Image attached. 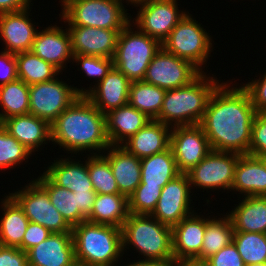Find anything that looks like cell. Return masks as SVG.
I'll use <instances>...</instances> for the list:
<instances>
[{"mask_svg":"<svg viewBox=\"0 0 266 266\" xmlns=\"http://www.w3.org/2000/svg\"><path fill=\"white\" fill-rule=\"evenodd\" d=\"M231 88V89H230ZM257 112L248 91L221 83L208 101L200 123L214 151L248 154L252 122Z\"/></svg>","mask_w":266,"mask_h":266,"instance_id":"obj_1","label":"cell"},{"mask_svg":"<svg viewBox=\"0 0 266 266\" xmlns=\"http://www.w3.org/2000/svg\"><path fill=\"white\" fill-rule=\"evenodd\" d=\"M50 127L51 141L70 153L77 154L84 150H97L101 153L110 146L106 135L105 114L85 96H79Z\"/></svg>","mask_w":266,"mask_h":266,"instance_id":"obj_2","label":"cell"},{"mask_svg":"<svg viewBox=\"0 0 266 266\" xmlns=\"http://www.w3.org/2000/svg\"><path fill=\"white\" fill-rule=\"evenodd\" d=\"M214 78L202 72L190 84L166 90L160 114L155 120L171 127L200 124L210 96L220 84Z\"/></svg>","mask_w":266,"mask_h":266,"instance_id":"obj_3","label":"cell"},{"mask_svg":"<svg viewBox=\"0 0 266 266\" xmlns=\"http://www.w3.org/2000/svg\"><path fill=\"white\" fill-rule=\"evenodd\" d=\"M72 239L76 260L88 266H119L122 228L84 221L72 228Z\"/></svg>","mask_w":266,"mask_h":266,"instance_id":"obj_4","label":"cell"},{"mask_svg":"<svg viewBox=\"0 0 266 266\" xmlns=\"http://www.w3.org/2000/svg\"><path fill=\"white\" fill-rule=\"evenodd\" d=\"M122 242L123 251L133 245L145 259L174 262L172 227L151 215L129 213L122 227Z\"/></svg>","mask_w":266,"mask_h":266,"instance_id":"obj_5","label":"cell"},{"mask_svg":"<svg viewBox=\"0 0 266 266\" xmlns=\"http://www.w3.org/2000/svg\"><path fill=\"white\" fill-rule=\"evenodd\" d=\"M131 27L129 22L119 33L113 64L131 82L143 81L146 69L162 48V43Z\"/></svg>","mask_w":266,"mask_h":266,"instance_id":"obj_6","label":"cell"},{"mask_svg":"<svg viewBox=\"0 0 266 266\" xmlns=\"http://www.w3.org/2000/svg\"><path fill=\"white\" fill-rule=\"evenodd\" d=\"M61 18L68 26L122 30L132 17L119 0H61ZM131 19H130V18Z\"/></svg>","mask_w":266,"mask_h":266,"instance_id":"obj_7","label":"cell"},{"mask_svg":"<svg viewBox=\"0 0 266 266\" xmlns=\"http://www.w3.org/2000/svg\"><path fill=\"white\" fill-rule=\"evenodd\" d=\"M186 13L169 36L162 42V48L181 59L191 62L201 72L202 65L210 57L212 39L206 30Z\"/></svg>","mask_w":266,"mask_h":266,"instance_id":"obj_8","label":"cell"},{"mask_svg":"<svg viewBox=\"0 0 266 266\" xmlns=\"http://www.w3.org/2000/svg\"><path fill=\"white\" fill-rule=\"evenodd\" d=\"M85 90L68 85L57 77L29 86V114L51 124Z\"/></svg>","mask_w":266,"mask_h":266,"instance_id":"obj_9","label":"cell"},{"mask_svg":"<svg viewBox=\"0 0 266 266\" xmlns=\"http://www.w3.org/2000/svg\"><path fill=\"white\" fill-rule=\"evenodd\" d=\"M9 195L23 209L30 222L42 225L51 233L72 232V227L52 205L47 191L36 180Z\"/></svg>","mask_w":266,"mask_h":266,"instance_id":"obj_10","label":"cell"},{"mask_svg":"<svg viewBox=\"0 0 266 266\" xmlns=\"http://www.w3.org/2000/svg\"><path fill=\"white\" fill-rule=\"evenodd\" d=\"M241 154L235 152H211L186 174L193 188L230 190L234 181V169ZM217 188V189H216Z\"/></svg>","mask_w":266,"mask_h":266,"instance_id":"obj_11","label":"cell"},{"mask_svg":"<svg viewBox=\"0 0 266 266\" xmlns=\"http://www.w3.org/2000/svg\"><path fill=\"white\" fill-rule=\"evenodd\" d=\"M201 73L191 62L161 48L147 67L143 81L171 90L190 84Z\"/></svg>","mask_w":266,"mask_h":266,"instance_id":"obj_12","label":"cell"},{"mask_svg":"<svg viewBox=\"0 0 266 266\" xmlns=\"http://www.w3.org/2000/svg\"><path fill=\"white\" fill-rule=\"evenodd\" d=\"M170 148L180 173L189 172L212 150L200 124L171 127Z\"/></svg>","mask_w":266,"mask_h":266,"instance_id":"obj_13","label":"cell"},{"mask_svg":"<svg viewBox=\"0 0 266 266\" xmlns=\"http://www.w3.org/2000/svg\"><path fill=\"white\" fill-rule=\"evenodd\" d=\"M136 18L131 21L140 31L161 43L186 12L179 11L176 0H149L140 4Z\"/></svg>","mask_w":266,"mask_h":266,"instance_id":"obj_14","label":"cell"},{"mask_svg":"<svg viewBox=\"0 0 266 266\" xmlns=\"http://www.w3.org/2000/svg\"><path fill=\"white\" fill-rule=\"evenodd\" d=\"M191 189L188 175L180 173L162 188L156 207L150 215L162 224L175 226L194 212L190 207Z\"/></svg>","mask_w":266,"mask_h":266,"instance_id":"obj_15","label":"cell"},{"mask_svg":"<svg viewBox=\"0 0 266 266\" xmlns=\"http://www.w3.org/2000/svg\"><path fill=\"white\" fill-rule=\"evenodd\" d=\"M73 55H86L112 58L115 55L119 33L122 30H109L90 26H69Z\"/></svg>","mask_w":266,"mask_h":266,"instance_id":"obj_16","label":"cell"},{"mask_svg":"<svg viewBox=\"0 0 266 266\" xmlns=\"http://www.w3.org/2000/svg\"><path fill=\"white\" fill-rule=\"evenodd\" d=\"M131 81L114 66L93 87L85 89V97L103 114L126 105Z\"/></svg>","mask_w":266,"mask_h":266,"instance_id":"obj_17","label":"cell"},{"mask_svg":"<svg viewBox=\"0 0 266 266\" xmlns=\"http://www.w3.org/2000/svg\"><path fill=\"white\" fill-rule=\"evenodd\" d=\"M62 28L55 25L38 30L30 50L60 72L64 70L67 61L73 59L69 31L68 29L64 31Z\"/></svg>","mask_w":266,"mask_h":266,"instance_id":"obj_18","label":"cell"},{"mask_svg":"<svg viewBox=\"0 0 266 266\" xmlns=\"http://www.w3.org/2000/svg\"><path fill=\"white\" fill-rule=\"evenodd\" d=\"M30 6L16 12L0 14V36L5 42L4 51L19 53L30 51L38 30L29 18Z\"/></svg>","mask_w":266,"mask_h":266,"instance_id":"obj_19","label":"cell"},{"mask_svg":"<svg viewBox=\"0 0 266 266\" xmlns=\"http://www.w3.org/2000/svg\"><path fill=\"white\" fill-rule=\"evenodd\" d=\"M26 253L28 266H67L76 259L72 232L51 233Z\"/></svg>","mask_w":266,"mask_h":266,"instance_id":"obj_20","label":"cell"},{"mask_svg":"<svg viewBox=\"0 0 266 266\" xmlns=\"http://www.w3.org/2000/svg\"><path fill=\"white\" fill-rule=\"evenodd\" d=\"M209 220L193 212L172 227L174 261L185 258L201 259L203 238Z\"/></svg>","mask_w":266,"mask_h":266,"instance_id":"obj_21","label":"cell"},{"mask_svg":"<svg viewBox=\"0 0 266 266\" xmlns=\"http://www.w3.org/2000/svg\"><path fill=\"white\" fill-rule=\"evenodd\" d=\"M106 151L103 156L109 161L119 192L129 197L141 183L140 158L121 145H110Z\"/></svg>","mask_w":266,"mask_h":266,"instance_id":"obj_22","label":"cell"},{"mask_svg":"<svg viewBox=\"0 0 266 266\" xmlns=\"http://www.w3.org/2000/svg\"><path fill=\"white\" fill-rule=\"evenodd\" d=\"M151 118L129 103L105 114L106 135L110 145H122L142 129Z\"/></svg>","mask_w":266,"mask_h":266,"instance_id":"obj_23","label":"cell"},{"mask_svg":"<svg viewBox=\"0 0 266 266\" xmlns=\"http://www.w3.org/2000/svg\"><path fill=\"white\" fill-rule=\"evenodd\" d=\"M170 135V126L151 119L142 129L126 140L121 146L141 159L169 149Z\"/></svg>","mask_w":266,"mask_h":266,"instance_id":"obj_24","label":"cell"},{"mask_svg":"<svg viewBox=\"0 0 266 266\" xmlns=\"http://www.w3.org/2000/svg\"><path fill=\"white\" fill-rule=\"evenodd\" d=\"M1 125L32 153L39 146L51 140L50 124L32 114L20 115L4 119Z\"/></svg>","mask_w":266,"mask_h":266,"instance_id":"obj_25","label":"cell"},{"mask_svg":"<svg viewBox=\"0 0 266 266\" xmlns=\"http://www.w3.org/2000/svg\"><path fill=\"white\" fill-rule=\"evenodd\" d=\"M231 190L244 196H266V164L261 157L239 156Z\"/></svg>","mask_w":266,"mask_h":266,"instance_id":"obj_26","label":"cell"},{"mask_svg":"<svg viewBox=\"0 0 266 266\" xmlns=\"http://www.w3.org/2000/svg\"><path fill=\"white\" fill-rule=\"evenodd\" d=\"M74 161L69 157L54 160L44 172L56 185L66 188L72 192L94 191L89 178L88 158L83 163Z\"/></svg>","mask_w":266,"mask_h":266,"instance_id":"obj_27","label":"cell"},{"mask_svg":"<svg viewBox=\"0 0 266 266\" xmlns=\"http://www.w3.org/2000/svg\"><path fill=\"white\" fill-rule=\"evenodd\" d=\"M228 213L234 232L266 234V196H245Z\"/></svg>","mask_w":266,"mask_h":266,"instance_id":"obj_28","label":"cell"},{"mask_svg":"<svg viewBox=\"0 0 266 266\" xmlns=\"http://www.w3.org/2000/svg\"><path fill=\"white\" fill-rule=\"evenodd\" d=\"M129 216L128 197L124 194H97L86 221L122 228Z\"/></svg>","mask_w":266,"mask_h":266,"instance_id":"obj_29","label":"cell"},{"mask_svg":"<svg viewBox=\"0 0 266 266\" xmlns=\"http://www.w3.org/2000/svg\"><path fill=\"white\" fill-rule=\"evenodd\" d=\"M141 183L138 186L164 187L180 174L171 148L140 159Z\"/></svg>","mask_w":266,"mask_h":266,"instance_id":"obj_30","label":"cell"},{"mask_svg":"<svg viewBox=\"0 0 266 266\" xmlns=\"http://www.w3.org/2000/svg\"><path fill=\"white\" fill-rule=\"evenodd\" d=\"M1 202L4 213L0 220V245L18 248L30 221L10 195Z\"/></svg>","mask_w":266,"mask_h":266,"instance_id":"obj_31","label":"cell"},{"mask_svg":"<svg viewBox=\"0 0 266 266\" xmlns=\"http://www.w3.org/2000/svg\"><path fill=\"white\" fill-rule=\"evenodd\" d=\"M35 180L47 191L52 205L72 228L86 221V218L78 211L74 192L56 185L44 172Z\"/></svg>","mask_w":266,"mask_h":266,"instance_id":"obj_32","label":"cell"},{"mask_svg":"<svg viewBox=\"0 0 266 266\" xmlns=\"http://www.w3.org/2000/svg\"><path fill=\"white\" fill-rule=\"evenodd\" d=\"M15 57L17 76L29 86L55 79L61 73L31 51L16 53Z\"/></svg>","mask_w":266,"mask_h":266,"instance_id":"obj_33","label":"cell"},{"mask_svg":"<svg viewBox=\"0 0 266 266\" xmlns=\"http://www.w3.org/2000/svg\"><path fill=\"white\" fill-rule=\"evenodd\" d=\"M165 92V89L144 81H133L129 87L128 103L155 120L160 114Z\"/></svg>","mask_w":266,"mask_h":266,"instance_id":"obj_34","label":"cell"},{"mask_svg":"<svg viewBox=\"0 0 266 266\" xmlns=\"http://www.w3.org/2000/svg\"><path fill=\"white\" fill-rule=\"evenodd\" d=\"M0 123L4 119L29 114V85L17 78L0 85Z\"/></svg>","mask_w":266,"mask_h":266,"instance_id":"obj_35","label":"cell"},{"mask_svg":"<svg viewBox=\"0 0 266 266\" xmlns=\"http://www.w3.org/2000/svg\"><path fill=\"white\" fill-rule=\"evenodd\" d=\"M223 218L211 219L206 224V230L201 248V259L207 260L223 247L233 242L234 229L228 215Z\"/></svg>","mask_w":266,"mask_h":266,"instance_id":"obj_36","label":"cell"},{"mask_svg":"<svg viewBox=\"0 0 266 266\" xmlns=\"http://www.w3.org/2000/svg\"><path fill=\"white\" fill-rule=\"evenodd\" d=\"M233 243L245 266L266 263V234L234 232Z\"/></svg>","mask_w":266,"mask_h":266,"instance_id":"obj_37","label":"cell"},{"mask_svg":"<svg viewBox=\"0 0 266 266\" xmlns=\"http://www.w3.org/2000/svg\"><path fill=\"white\" fill-rule=\"evenodd\" d=\"M89 178L97 194H121L109 161L99 153L88 157Z\"/></svg>","mask_w":266,"mask_h":266,"instance_id":"obj_38","label":"cell"},{"mask_svg":"<svg viewBox=\"0 0 266 266\" xmlns=\"http://www.w3.org/2000/svg\"><path fill=\"white\" fill-rule=\"evenodd\" d=\"M31 155L32 152L11 136L0 123V170L13 168Z\"/></svg>","mask_w":266,"mask_h":266,"instance_id":"obj_39","label":"cell"},{"mask_svg":"<svg viewBox=\"0 0 266 266\" xmlns=\"http://www.w3.org/2000/svg\"><path fill=\"white\" fill-rule=\"evenodd\" d=\"M162 187L137 186L128 197L129 213L150 215L156 207Z\"/></svg>","mask_w":266,"mask_h":266,"instance_id":"obj_40","label":"cell"},{"mask_svg":"<svg viewBox=\"0 0 266 266\" xmlns=\"http://www.w3.org/2000/svg\"><path fill=\"white\" fill-rule=\"evenodd\" d=\"M80 64L81 70L89 78H97L99 83L114 66L112 58L86 56V55H73L72 61Z\"/></svg>","mask_w":266,"mask_h":266,"instance_id":"obj_41","label":"cell"},{"mask_svg":"<svg viewBox=\"0 0 266 266\" xmlns=\"http://www.w3.org/2000/svg\"><path fill=\"white\" fill-rule=\"evenodd\" d=\"M248 155H266V113H257L254 117Z\"/></svg>","mask_w":266,"mask_h":266,"instance_id":"obj_42","label":"cell"},{"mask_svg":"<svg viewBox=\"0 0 266 266\" xmlns=\"http://www.w3.org/2000/svg\"><path fill=\"white\" fill-rule=\"evenodd\" d=\"M262 76L242 85L248 91L257 113H266V73Z\"/></svg>","mask_w":266,"mask_h":266,"instance_id":"obj_43","label":"cell"},{"mask_svg":"<svg viewBox=\"0 0 266 266\" xmlns=\"http://www.w3.org/2000/svg\"><path fill=\"white\" fill-rule=\"evenodd\" d=\"M210 266H245L233 242L207 259Z\"/></svg>","mask_w":266,"mask_h":266,"instance_id":"obj_44","label":"cell"},{"mask_svg":"<svg viewBox=\"0 0 266 266\" xmlns=\"http://www.w3.org/2000/svg\"><path fill=\"white\" fill-rule=\"evenodd\" d=\"M50 234L51 232L42 225L29 222L27 230L22 239V244L18 248L26 252L33 246H36L44 241Z\"/></svg>","mask_w":266,"mask_h":266,"instance_id":"obj_45","label":"cell"},{"mask_svg":"<svg viewBox=\"0 0 266 266\" xmlns=\"http://www.w3.org/2000/svg\"><path fill=\"white\" fill-rule=\"evenodd\" d=\"M0 266H28L27 253L17 247L0 245Z\"/></svg>","mask_w":266,"mask_h":266,"instance_id":"obj_46","label":"cell"},{"mask_svg":"<svg viewBox=\"0 0 266 266\" xmlns=\"http://www.w3.org/2000/svg\"><path fill=\"white\" fill-rule=\"evenodd\" d=\"M18 78L16 57L14 53L1 51L0 53V85L9 83Z\"/></svg>","mask_w":266,"mask_h":266,"instance_id":"obj_47","label":"cell"},{"mask_svg":"<svg viewBox=\"0 0 266 266\" xmlns=\"http://www.w3.org/2000/svg\"><path fill=\"white\" fill-rule=\"evenodd\" d=\"M76 195L78 211L87 219L93 208L97 193L95 191L74 192Z\"/></svg>","mask_w":266,"mask_h":266,"instance_id":"obj_48","label":"cell"},{"mask_svg":"<svg viewBox=\"0 0 266 266\" xmlns=\"http://www.w3.org/2000/svg\"><path fill=\"white\" fill-rule=\"evenodd\" d=\"M31 0H0V14L16 12L29 7Z\"/></svg>","mask_w":266,"mask_h":266,"instance_id":"obj_49","label":"cell"},{"mask_svg":"<svg viewBox=\"0 0 266 266\" xmlns=\"http://www.w3.org/2000/svg\"><path fill=\"white\" fill-rule=\"evenodd\" d=\"M173 266H210L207 260L198 258H185L173 262Z\"/></svg>","mask_w":266,"mask_h":266,"instance_id":"obj_50","label":"cell"},{"mask_svg":"<svg viewBox=\"0 0 266 266\" xmlns=\"http://www.w3.org/2000/svg\"><path fill=\"white\" fill-rule=\"evenodd\" d=\"M124 266H173V262H164L160 260H148L142 259L139 261H134V263L126 264Z\"/></svg>","mask_w":266,"mask_h":266,"instance_id":"obj_51","label":"cell"},{"mask_svg":"<svg viewBox=\"0 0 266 266\" xmlns=\"http://www.w3.org/2000/svg\"><path fill=\"white\" fill-rule=\"evenodd\" d=\"M67 266H88L87 264H85L82 261L79 260H74L71 264L67 265Z\"/></svg>","mask_w":266,"mask_h":266,"instance_id":"obj_52","label":"cell"},{"mask_svg":"<svg viewBox=\"0 0 266 266\" xmlns=\"http://www.w3.org/2000/svg\"><path fill=\"white\" fill-rule=\"evenodd\" d=\"M120 2H122V0H119ZM128 1V2H127ZM145 1H149V0H126V2L129 4H133L134 6H137V4H140L142 2H145Z\"/></svg>","mask_w":266,"mask_h":266,"instance_id":"obj_53","label":"cell"},{"mask_svg":"<svg viewBox=\"0 0 266 266\" xmlns=\"http://www.w3.org/2000/svg\"><path fill=\"white\" fill-rule=\"evenodd\" d=\"M248 266H266V263H263V264H259V263L251 264V265H248Z\"/></svg>","mask_w":266,"mask_h":266,"instance_id":"obj_54","label":"cell"},{"mask_svg":"<svg viewBox=\"0 0 266 266\" xmlns=\"http://www.w3.org/2000/svg\"><path fill=\"white\" fill-rule=\"evenodd\" d=\"M261 158L264 161V163L266 164V155L261 156Z\"/></svg>","mask_w":266,"mask_h":266,"instance_id":"obj_55","label":"cell"}]
</instances>
